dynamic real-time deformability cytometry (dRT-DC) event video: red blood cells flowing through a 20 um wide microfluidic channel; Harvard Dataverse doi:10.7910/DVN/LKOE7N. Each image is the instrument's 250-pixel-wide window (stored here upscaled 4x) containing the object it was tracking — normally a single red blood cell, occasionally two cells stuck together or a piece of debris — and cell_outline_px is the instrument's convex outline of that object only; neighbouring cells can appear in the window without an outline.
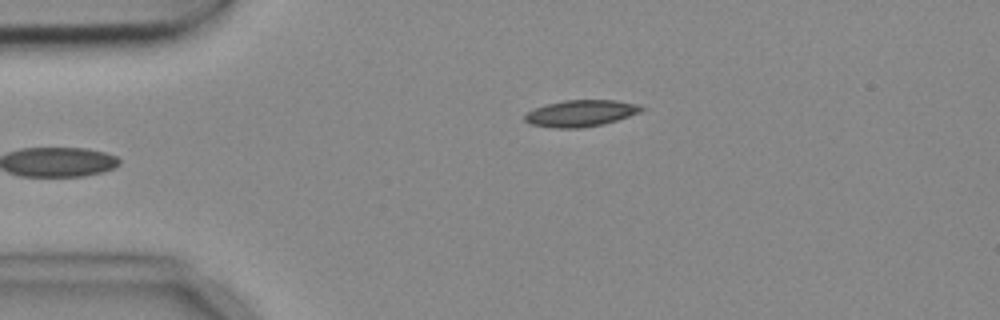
{"species": "common noctule bat (a hibernating species)", "species_latin": "Nyctalus noctula", "temperature_condition": "cold", "stored_images_in_passage": 5, "camera_frame_rate_fps": 3000, "um_per_image_px": 0.085, "animal": {"sex": "female", "body_mass_g": 18.4}, "frame": {"image": 1, "passage_image": 5, "time_ms": 1.333, "image_size_px": [1000, 320], "cell_outline_px": [[644, 108], [640, 112], [604, 124], [580, 128], [556, 128], [528, 124], [524, 120], [524, 116], [528, 112], [536, 108], [548, 104], [564, 100], [616, 100], [636, 104]], "centroid_in_image_um": [49.34, 9.63], "position_along_channel_um": 35.7, "area_um2": 17.86}}